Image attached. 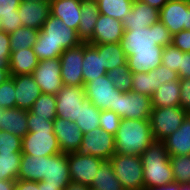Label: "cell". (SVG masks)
<instances>
[{
    "mask_svg": "<svg viewBox=\"0 0 190 190\" xmlns=\"http://www.w3.org/2000/svg\"><path fill=\"white\" fill-rule=\"evenodd\" d=\"M124 30L120 44L132 73H148L162 64L163 48L172 44V35L162 22L145 28Z\"/></svg>",
    "mask_w": 190,
    "mask_h": 190,
    "instance_id": "cell-1",
    "label": "cell"
},
{
    "mask_svg": "<svg viewBox=\"0 0 190 190\" xmlns=\"http://www.w3.org/2000/svg\"><path fill=\"white\" fill-rule=\"evenodd\" d=\"M83 43L76 30L50 15L39 30L33 51L39 60L59 58L66 49Z\"/></svg>",
    "mask_w": 190,
    "mask_h": 190,
    "instance_id": "cell-2",
    "label": "cell"
},
{
    "mask_svg": "<svg viewBox=\"0 0 190 190\" xmlns=\"http://www.w3.org/2000/svg\"><path fill=\"white\" fill-rule=\"evenodd\" d=\"M29 132L22 138V154L52 156L61 153L53 131V121L28 111Z\"/></svg>",
    "mask_w": 190,
    "mask_h": 190,
    "instance_id": "cell-3",
    "label": "cell"
},
{
    "mask_svg": "<svg viewBox=\"0 0 190 190\" xmlns=\"http://www.w3.org/2000/svg\"><path fill=\"white\" fill-rule=\"evenodd\" d=\"M143 166L144 190L174 181L170 156L163 141H153L140 155Z\"/></svg>",
    "mask_w": 190,
    "mask_h": 190,
    "instance_id": "cell-4",
    "label": "cell"
},
{
    "mask_svg": "<svg viewBox=\"0 0 190 190\" xmlns=\"http://www.w3.org/2000/svg\"><path fill=\"white\" fill-rule=\"evenodd\" d=\"M116 153L140 156L154 141L149 120L121 118L114 135Z\"/></svg>",
    "mask_w": 190,
    "mask_h": 190,
    "instance_id": "cell-5",
    "label": "cell"
},
{
    "mask_svg": "<svg viewBox=\"0 0 190 190\" xmlns=\"http://www.w3.org/2000/svg\"><path fill=\"white\" fill-rule=\"evenodd\" d=\"M109 161L124 190H144L140 156L115 153Z\"/></svg>",
    "mask_w": 190,
    "mask_h": 190,
    "instance_id": "cell-6",
    "label": "cell"
},
{
    "mask_svg": "<svg viewBox=\"0 0 190 190\" xmlns=\"http://www.w3.org/2000/svg\"><path fill=\"white\" fill-rule=\"evenodd\" d=\"M188 113L180 106L152 108L149 118L155 141H163L174 133Z\"/></svg>",
    "mask_w": 190,
    "mask_h": 190,
    "instance_id": "cell-7",
    "label": "cell"
},
{
    "mask_svg": "<svg viewBox=\"0 0 190 190\" xmlns=\"http://www.w3.org/2000/svg\"><path fill=\"white\" fill-rule=\"evenodd\" d=\"M114 139L113 134L104 131L101 127L95 128L83 135L77 153L109 160L116 153Z\"/></svg>",
    "mask_w": 190,
    "mask_h": 190,
    "instance_id": "cell-8",
    "label": "cell"
},
{
    "mask_svg": "<svg viewBox=\"0 0 190 190\" xmlns=\"http://www.w3.org/2000/svg\"><path fill=\"white\" fill-rule=\"evenodd\" d=\"M113 111L124 119L149 120L152 111L151 97L133 91L122 92L117 96Z\"/></svg>",
    "mask_w": 190,
    "mask_h": 190,
    "instance_id": "cell-9",
    "label": "cell"
},
{
    "mask_svg": "<svg viewBox=\"0 0 190 190\" xmlns=\"http://www.w3.org/2000/svg\"><path fill=\"white\" fill-rule=\"evenodd\" d=\"M84 92L92 104L100 110H111L116 108L117 96L123 92L116 89L107 74L84 83Z\"/></svg>",
    "mask_w": 190,
    "mask_h": 190,
    "instance_id": "cell-10",
    "label": "cell"
},
{
    "mask_svg": "<svg viewBox=\"0 0 190 190\" xmlns=\"http://www.w3.org/2000/svg\"><path fill=\"white\" fill-rule=\"evenodd\" d=\"M41 93L53 94L64 86L61 78V62L59 58L39 60L38 66L32 73Z\"/></svg>",
    "mask_w": 190,
    "mask_h": 190,
    "instance_id": "cell-11",
    "label": "cell"
},
{
    "mask_svg": "<svg viewBox=\"0 0 190 190\" xmlns=\"http://www.w3.org/2000/svg\"><path fill=\"white\" fill-rule=\"evenodd\" d=\"M61 78L64 86H84L82 72L83 43L66 49L60 55Z\"/></svg>",
    "mask_w": 190,
    "mask_h": 190,
    "instance_id": "cell-12",
    "label": "cell"
},
{
    "mask_svg": "<svg viewBox=\"0 0 190 190\" xmlns=\"http://www.w3.org/2000/svg\"><path fill=\"white\" fill-rule=\"evenodd\" d=\"M85 98L84 86H63L56 93L57 117L75 122Z\"/></svg>",
    "mask_w": 190,
    "mask_h": 190,
    "instance_id": "cell-13",
    "label": "cell"
},
{
    "mask_svg": "<svg viewBox=\"0 0 190 190\" xmlns=\"http://www.w3.org/2000/svg\"><path fill=\"white\" fill-rule=\"evenodd\" d=\"M188 19L189 1L187 0H168L159 10V21L168 28L172 36L188 29Z\"/></svg>",
    "mask_w": 190,
    "mask_h": 190,
    "instance_id": "cell-14",
    "label": "cell"
},
{
    "mask_svg": "<svg viewBox=\"0 0 190 190\" xmlns=\"http://www.w3.org/2000/svg\"><path fill=\"white\" fill-rule=\"evenodd\" d=\"M103 160L95 156H83L77 152L68 154L70 179L90 186Z\"/></svg>",
    "mask_w": 190,
    "mask_h": 190,
    "instance_id": "cell-15",
    "label": "cell"
},
{
    "mask_svg": "<svg viewBox=\"0 0 190 190\" xmlns=\"http://www.w3.org/2000/svg\"><path fill=\"white\" fill-rule=\"evenodd\" d=\"M53 131L62 153L78 151L84 134L75 122L56 117L53 121Z\"/></svg>",
    "mask_w": 190,
    "mask_h": 190,
    "instance_id": "cell-16",
    "label": "cell"
},
{
    "mask_svg": "<svg viewBox=\"0 0 190 190\" xmlns=\"http://www.w3.org/2000/svg\"><path fill=\"white\" fill-rule=\"evenodd\" d=\"M17 12L24 27L40 30L51 15L50 0H21Z\"/></svg>",
    "mask_w": 190,
    "mask_h": 190,
    "instance_id": "cell-17",
    "label": "cell"
},
{
    "mask_svg": "<svg viewBox=\"0 0 190 190\" xmlns=\"http://www.w3.org/2000/svg\"><path fill=\"white\" fill-rule=\"evenodd\" d=\"M124 27L120 20L108 15H99L95 24L92 38L88 44L120 43L124 34Z\"/></svg>",
    "mask_w": 190,
    "mask_h": 190,
    "instance_id": "cell-18",
    "label": "cell"
},
{
    "mask_svg": "<svg viewBox=\"0 0 190 190\" xmlns=\"http://www.w3.org/2000/svg\"><path fill=\"white\" fill-rule=\"evenodd\" d=\"M158 21V9L141 0H136L133 2L131 10L123 17L121 22L124 29H138L149 27Z\"/></svg>",
    "mask_w": 190,
    "mask_h": 190,
    "instance_id": "cell-19",
    "label": "cell"
},
{
    "mask_svg": "<svg viewBox=\"0 0 190 190\" xmlns=\"http://www.w3.org/2000/svg\"><path fill=\"white\" fill-rule=\"evenodd\" d=\"M14 80L16 107L29 111L41 90L32 74L11 76Z\"/></svg>",
    "mask_w": 190,
    "mask_h": 190,
    "instance_id": "cell-20",
    "label": "cell"
},
{
    "mask_svg": "<svg viewBox=\"0 0 190 190\" xmlns=\"http://www.w3.org/2000/svg\"><path fill=\"white\" fill-rule=\"evenodd\" d=\"M43 181L60 185L63 189L71 182L68 166V154L59 153L46 156V168Z\"/></svg>",
    "mask_w": 190,
    "mask_h": 190,
    "instance_id": "cell-21",
    "label": "cell"
},
{
    "mask_svg": "<svg viewBox=\"0 0 190 190\" xmlns=\"http://www.w3.org/2000/svg\"><path fill=\"white\" fill-rule=\"evenodd\" d=\"M82 0H50L51 15L77 31L81 17Z\"/></svg>",
    "mask_w": 190,
    "mask_h": 190,
    "instance_id": "cell-22",
    "label": "cell"
},
{
    "mask_svg": "<svg viewBox=\"0 0 190 190\" xmlns=\"http://www.w3.org/2000/svg\"><path fill=\"white\" fill-rule=\"evenodd\" d=\"M82 72L84 83L107 74L103 66L102 52L94 44L83 42Z\"/></svg>",
    "mask_w": 190,
    "mask_h": 190,
    "instance_id": "cell-23",
    "label": "cell"
},
{
    "mask_svg": "<svg viewBox=\"0 0 190 190\" xmlns=\"http://www.w3.org/2000/svg\"><path fill=\"white\" fill-rule=\"evenodd\" d=\"M163 142L169 156L190 154V114L186 115L180 127Z\"/></svg>",
    "mask_w": 190,
    "mask_h": 190,
    "instance_id": "cell-24",
    "label": "cell"
},
{
    "mask_svg": "<svg viewBox=\"0 0 190 190\" xmlns=\"http://www.w3.org/2000/svg\"><path fill=\"white\" fill-rule=\"evenodd\" d=\"M28 111L18 107L2 109L0 129L23 138L28 132Z\"/></svg>",
    "mask_w": 190,
    "mask_h": 190,
    "instance_id": "cell-25",
    "label": "cell"
},
{
    "mask_svg": "<svg viewBox=\"0 0 190 190\" xmlns=\"http://www.w3.org/2000/svg\"><path fill=\"white\" fill-rule=\"evenodd\" d=\"M99 15L96 0H82L81 17L77 29L78 37L82 42L87 43L92 38Z\"/></svg>",
    "mask_w": 190,
    "mask_h": 190,
    "instance_id": "cell-26",
    "label": "cell"
},
{
    "mask_svg": "<svg viewBox=\"0 0 190 190\" xmlns=\"http://www.w3.org/2000/svg\"><path fill=\"white\" fill-rule=\"evenodd\" d=\"M39 59L33 48L11 51L9 60V71L11 76L32 74L38 66Z\"/></svg>",
    "mask_w": 190,
    "mask_h": 190,
    "instance_id": "cell-27",
    "label": "cell"
},
{
    "mask_svg": "<svg viewBox=\"0 0 190 190\" xmlns=\"http://www.w3.org/2000/svg\"><path fill=\"white\" fill-rule=\"evenodd\" d=\"M46 168V156L22 154L18 179L43 181Z\"/></svg>",
    "mask_w": 190,
    "mask_h": 190,
    "instance_id": "cell-28",
    "label": "cell"
},
{
    "mask_svg": "<svg viewBox=\"0 0 190 190\" xmlns=\"http://www.w3.org/2000/svg\"><path fill=\"white\" fill-rule=\"evenodd\" d=\"M180 79L161 84L151 97L152 108L179 106Z\"/></svg>",
    "mask_w": 190,
    "mask_h": 190,
    "instance_id": "cell-29",
    "label": "cell"
},
{
    "mask_svg": "<svg viewBox=\"0 0 190 190\" xmlns=\"http://www.w3.org/2000/svg\"><path fill=\"white\" fill-rule=\"evenodd\" d=\"M91 190H124L109 160H103L89 186Z\"/></svg>",
    "mask_w": 190,
    "mask_h": 190,
    "instance_id": "cell-30",
    "label": "cell"
},
{
    "mask_svg": "<svg viewBox=\"0 0 190 190\" xmlns=\"http://www.w3.org/2000/svg\"><path fill=\"white\" fill-rule=\"evenodd\" d=\"M100 111L88 98L83 100L79 116L75 120V123L83 134L100 127Z\"/></svg>",
    "mask_w": 190,
    "mask_h": 190,
    "instance_id": "cell-31",
    "label": "cell"
},
{
    "mask_svg": "<svg viewBox=\"0 0 190 190\" xmlns=\"http://www.w3.org/2000/svg\"><path fill=\"white\" fill-rule=\"evenodd\" d=\"M94 45L102 52L103 66L107 72L127 63V56L120 43Z\"/></svg>",
    "mask_w": 190,
    "mask_h": 190,
    "instance_id": "cell-32",
    "label": "cell"
},
{
    "mask_svg": "<svg viewBox=\"0 0 190 190\" xmlns=\"http://www.w3.org/2000/svg\"><path fill=\"white\" fill-rule=\"evenodd\" d=\"M99 13L108 15L122 21L123 17L131 10L133 0H96Z\"/></svg>",
    "mask_w": 190,
    "mask_h": 190,
    "instance_id": "cell-33",
    "label": "cell"
},
{
    "mask_svg": "<svg viewBox=\"0 0 190 190\" xmlns=\"http://www.w3.org/2000/svg\"><path fill=\"white\" fill-rule=\"evenodd\" d=\"M22 152L0 153V180H17Z\"/></svg>",
    "mask_w": 190,
    "mask_h": 190,
    "instance_id": "cell-34",
    "label": "cell"
},
{
    "mask_svg": "<svg viewBox=\"0 0 190 190\" xmlns=\"http://www.w3.org/2000/svg\"><path fill=\"white\" fill-rule=\"evenodd\" d=\"M39 30L29 27H20L16 31L9 34L11 51L30 48L36 43Z\"/></svg>",
    "mask_w": 190,
    "mask_h": 190,
    "instance_id": "cell-35",
    "label": "cell"
},
{
    "mask_svg": "<svg viewBox=\"0 0 190 190\" xmlns=\"http://www.w3.org/2000/svg\"><path fill=\"white\" fill-rule=\"evenodd\" d=\"M30 111L38 115V117H42L49 121H54L57 117L56 95L41 93L33 103Z\"/></svg>",
    "mask_w": 190,
    "mask_h": 190,
    "instance_id": "cell-36",
    "label": "cell"
},
{
    "mask_svg": "<svg viewBox=\"0 0 190 190\" xmlns=\"http://www.w3.org/2000/svg\"><path fill=\"white\" fill-rule=\"evenodd\" d=\"M132 77L131 91L152 97L157 89L154 70H150L148 73H132Z\"/></svg>",
    "mask_w": 190,
    "mask_h": 190,
    "instance_id": "cell-37",
    "label": "cell"
},
{
    "mask_svg": "<svg viewBox=\"0 0 190 190\" xmlns=\"http://www.w3.org/2000/svg\"><path fill=\"white\" fill-rule=\"evenodd\" d=\"M170 166L175 182L190 184V154L170 156Z\"/></svg>",
    "mask_w": 190,
    "mask_h": 190,
    "instance_id": "cell-38",
    "label": "cell"
},
{
    "mask_svg": "<svg viewBox=\"0 0 190 190\" xmlns=\"http://www.w3.org/2000/svg\"><path fill=\"white\" fill-rule=\"evenodd\" d=\"M107 76L116 89L123 92L131 91L133 77L127 63L108 71Z\"/></svg>",
    "mask_w": 190,
    "mask_h": 190,
    "instance_id": "cell-39",
    "label": "cell"
},
{
    "mask_svg": "<svg viewBox=\"0 0 190 190\" xmlns=\"http://www.w3.org/2000/svg\"><path fill=\"white\" fill-rule=\"evenodd\" d=\"M182 51L173 44L166 45L162 51V64L171 70L179 72Z\"/></svg>",
    "mask_w": 190,
    "mask_h": 190,
    "instance_id": "cell-40",
    "label": "cell"
},
{
    "mask_svg": "<svg viewBox=\"0 0 190 190\" xmlns=\"http://www.w3.org/2000/svg\"><path fill=\"white\" fill-rule=\"evenodd\" d=\"M22 152V138L0 129V153Z\"/></svg>",
    "mask_w": 190,
    "mask_h": 190,
    "instance_id": "cell-41",
    "label": "cell"
},
{
    "mask_svg": "<svg viewBox=\"0 0 190 190\" xmlns=\"http://www.w3.org/2000/svg\"><path fill=\"white\" fill-rule=\"evenodd\" d=\"M16 107L14 80L9 78L0 85V109Z\"/></svg>",
    "mask_w": 190,
    "mask_h": 190,
    "instance_id": "cell-42",
    "label": "cell"
},
{
    "mask_svg": "<svg viewBox=\"0 0 190 190\" xmlns=\"http://www.w3.org/2000/svg\"><path fill=\"white\" fill-rule=\"evenodd\" d=\"M120 120L121 117H119L117 113H115L114 111L111 110L100 111L99 124L104 131H107L115 135L119 128Z\"/></svg>",
    "mask_w": 190,
    "mask_h": 190,
    "instance_id": "cell-43",
    "label": "cell"
},
{
    "mask_svg": "<svg viewBox=\"0 0 190 190\" xmlns=\"http://www.w3.org/2000/svg\"><path fill=\"white\" fill-rule=\"evenodd\" d=\"M11 57L9 34L0 30V68L9 69Z\"/></svg>",
    "mask_w": 190,
    "mask_h": 190,
    "instance_id": "cell-44",
    "label": "cell"
},
{
    "mask_svg": "<svg viewBox=\"0 0 190 190\" xmlns=\"http://www.w3.org/2000/svg\"><path fill=\"white\" fill-rule=\"evenodd\" d=\"M156 85L159 87L161 84L168 81L178 80V73L170 68H167L163 64L159 65L155 70Z\"/></svg>",
    "mask_w": 190,
    "mask_h": 190,
    "instance_id": "cell-45",
    "label": "cell"
},
{
    "mask_svg": "<svg viewBox=\"0 0 190 190\" xmlns=\"http://www.w3.org/2000/svg\"><path fill=\"white\" fill-rule=\"evenodd\" d=\"M22 22L18 12L15 15L1 16L0 18V30L10 34L22 27Z\"/></svg>",
    "mask_w": 190,
    "mask_h": 190,
    "instance_id": "cell-46",
    "label": "cell"
},
{
    "mask_svg": "<svg viewBox=\"0 0 190 190\" xmlns=\"http://www.w3.org/2000/svg\"><path fill=\"white\" fill-rule=\"evenodd\" d=\"M180 87L181 93L179 106L190 114V79L181 78Z\"/></svg>",
    "mask_w": 190,
    "mask_h": 190,
    "instance_id": "cell-47",
    "label": "cell"
},
{
    "mask_svg": "<svg viewBox=\"0 0 190 190\" xmlns=\"http://www.w3.org/2000/svg\"><path fill=\"white\" fill-rule=\"evenodd\" d=\"M172 44L182 52H190V31L182 30L173 35Z\"/></svg>",
    "mask_w": 190,
    "mask_h": 190,
    "instance_id": "cell-48",
    "label": "cell"
},
{
    "mask_svg": "<svg viewBox=\"0 0 190 190\" xmlns=\"http://www.w3.org/2000/svg\"><path fill=\"white\" fill-rule=\"evenodd\" d=\"M21 0H0V18L1 16L15 15Z\"/></svg>",
    "mask_w": 190,
    "mask_h": 190,
    "instance_id": "cell-49",
    "label": "cell"
},
{
    "mask_svg": "<svg viewBox=\"0 0 190 190\" xmlns=\"http://www.w3.org/2000/svg\"><path fill=\"white\" fill-rule=\"evenodd\" d=\"M178 77L179 79L181 78L190 79V52L181 53V62H180Z\"/></svg>",
    "mask_w": 190,
    "mask_h": 190,
    "instance_id": "cell-50",
    "label": "cell"
},
{
    "mask_svg": "<svg viewBox=\"0 0 190 190\" xmlns=\"http://www.w3.org/2000/svg\"><path fill=\"white\" fill-rule=\"evenodd\" d=\"M14 190H40V181L34 182L31 180L17 179Z\"/></svg>",
    "mask_w": 190,
    "mask_h": 190,
    "instance_id": "cell-51",
    "label": "cell"
},
{
    "mask_svg": "<svg viewBox=\"0 0 190 190\" xmlns=\"http://www.w3.org/2000/svg\"><path fill=\"white\" fill-rule=\"evenodd\" d=\"M179 189V183L178 182H171L169 184H166L164 186H157L153 188H147L146 190H177Z\"/></svg>",
    "mask_w": 190,
    "mask_h": 190,
    "instance_id": "cell-52",
    "label": "cell"
},
{
    "mask_svg": "<svg viewBox=\"0 0 190 190\" xmlns=\"http://www.w3.org/2000/svg\"><path fill=\"white\" fill-rule=\"evenodd\" d=\"M64 190H91L89 186L71 181Z\"/></svg>",
    "mask_w": 190,
    "mask_h": 190,
    "instance_id": "cell-53",
    "label": "cell"
},
{
    "mask_svg": "<svg viewBox=\"0 0 190 190\" xmlns=\"http://www.w3.org/2000/svg\"><path fill=\"white\" fill-rule=\"evenodd\" d=\"M141 1L147 3L152 7H155L158 10H160L168 2V0H141Z\"/></svg>",
    "mask_w": 190,
    "mask_h": 190,
    "instance_id": "cell-54",
    "label": "cell"
},
{
    "mask_svg": "<svg viewBox=\"0 0 190 190\" xmlns=\"http://www.w3.org/2000/svg\"><path fill=\"white\" fill-rule=\"evenodd\" d=\"M15 180H0V190H14Z\"/></svg>",
    "mask_w": 190,
    "mask_h": 190,
    "instance_id": "cell-55",
    "label": "cell"
},
{
    "mask_svg": "<svg viewBox=\"0 0 190 190\" xmlns=\"http://www.w3.org/2000/svg\"><path fill=\"white\" fill-rule=\"evenodd\" d=\"M40 190H64L60 185L48 184L46 181H40Z\"/></svg>",
    "mask_w": 190,
    "mask_h": 190,
    "instance_id": "cell-56",
    "label": "cell"
},
{
    "mask_svg": "<svg viewBox=\"0 0 190 190\" xmlns=\"http://www.w3.org/2000/svg\"><path fill=\"white\" fill-rule=\"evenodd\" d=\"M11 78L9 69L0 68V85Z\"/></svg>",
    "mask_w": 190,
    "mask_h": 190,
    "instance_id": "cell-57",
    "label": "cell"
},
{
    "mask_svg": "<svg viewBox=\"0 0 190 190\" xmlns=\"http://www.w3.org/2000/svg\"><path fill=\"white\" fill-rule=\"evenodd\" d=\"M177 190H190V184H179V189Z\"/></svg>",
    "mask_w": 190,
    "mask_h": 190,
    "instance_id": "cell-58",
    "label": "cell"
},
{
    "mask_svg": "<svg viewBox=\"0 0 190 190\" xmlns=\"http://www.w3.org/2000/svg\"><path fill=\"white\" fill-rule=\"evenodd\" d=\"M188 31H190V1H189V19H188Z\"/></svg>",
    "mask_w": 190,
    "mask_h": 190,
    "instance_id": "cell-59",
    "label": "cell"
}]
</instances>
